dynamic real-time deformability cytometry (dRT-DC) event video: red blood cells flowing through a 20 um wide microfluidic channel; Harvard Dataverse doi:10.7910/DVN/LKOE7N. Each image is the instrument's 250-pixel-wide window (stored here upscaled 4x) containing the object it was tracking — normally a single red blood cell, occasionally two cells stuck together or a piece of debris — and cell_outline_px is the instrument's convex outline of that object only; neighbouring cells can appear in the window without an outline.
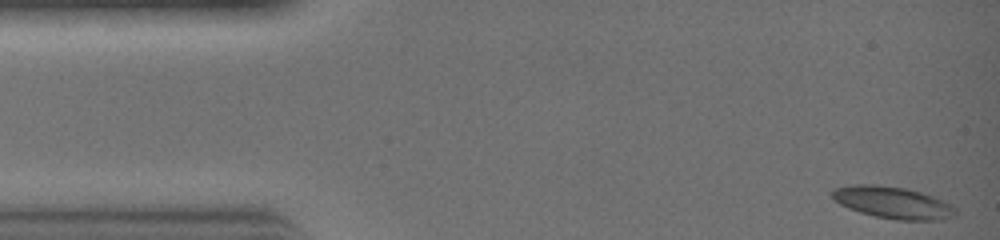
{"species": "common noctule bat (a hibernating species)", "species_latin": "Nyctalus noctula", "temperature_condition": "warm", "stored_images_in_passage": 28, "camera_frame_rate_fps": 3000, "um_per_image_px": 0.085, "animal": {"sex": "female", "body_mass_g": 19.0, "forearm_length_mm": 51.5}, "frame": {"image": 1, "passage_image": 1, "time_ms": 0.0, "image_size_px": [1000, 240], "cell_outline_px": [[956, 216], [944, 220], [896, 220], [876, 216], [860, 212], [848, 208], [840, 204], [832, 196], [832, 192], [836, 188], [852, 184], [876, 184], [904, 188], [920, 192], [932, 196], [956, 208]], "centroid_in_image_um": [75.9, 17.22], "position_along_channel_um": 9.1, "area_um2": 22.77}}
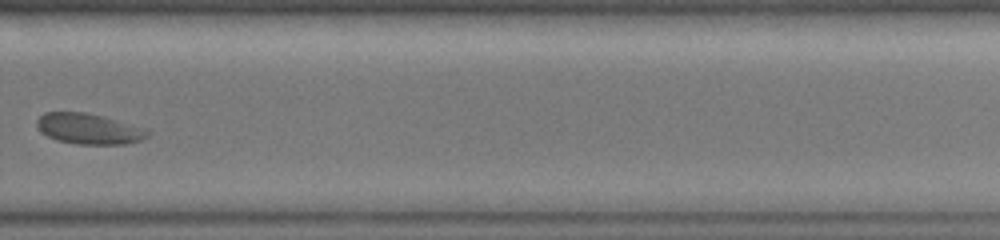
{"frame": {"image": 2, "passage_image": 21, "time_ms": 6.667, "image_size_px": [1000, 240], "cell_outline_px": [[148, 136], [140, 140], [124, 144], [76, 144], [56, 140], [48, 136], [36, 124], [36, 120], [44, 112], [88, 112], [140, 128], [148, 132]], "centroid_in_image_um": [7.47, 10.95], "position_along_channel_um": 322.3, "area_um2": 19.19}}
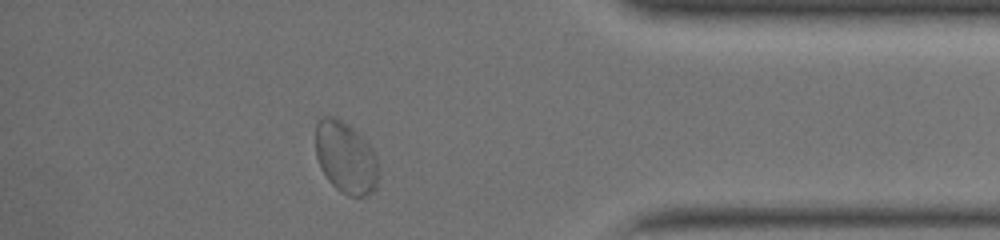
{"frame": {"image": 3, "passage_image": 26, "time_ms": 8.333, "image_size_px": [1000, 240], "cell_outline_px": [[376, 188], [368, 196], [348, 196], [340, 192], [328, 180], [320, 168], [316, 156], [316, 120], [320, 116], [332, 116], [348, 124], [372, 148], [376, 156]], "centroid_in_image_um": [29.34, 13.39], "position_along_channel_um": 405.9, "area_um2": 26.18}}